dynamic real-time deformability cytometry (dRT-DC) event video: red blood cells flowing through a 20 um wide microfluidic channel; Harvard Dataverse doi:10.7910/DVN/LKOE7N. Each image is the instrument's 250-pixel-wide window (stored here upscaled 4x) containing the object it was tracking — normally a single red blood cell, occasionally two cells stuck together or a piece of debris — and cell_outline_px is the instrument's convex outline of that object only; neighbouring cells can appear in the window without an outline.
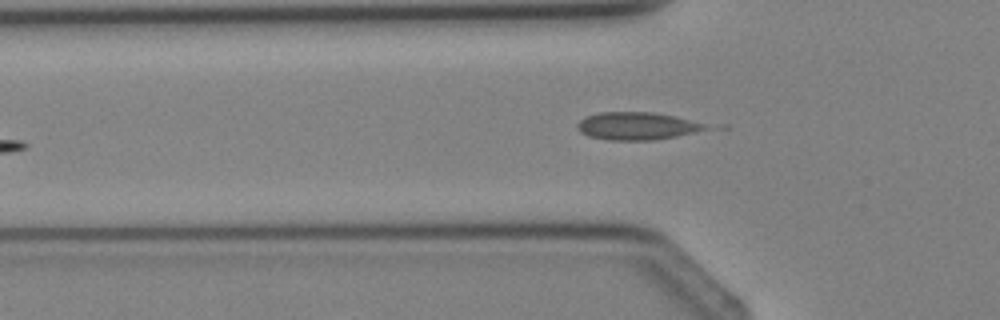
{"species": "Egyptian fruit bat (a non-hibernating species)", "species_latin": "Rousettus aegyptiacus", "temperature_condition": "cold", "stored_images_in_passage": 2, "camera_frame_rate_fps": 3000, "um_per_image_px": 0.085, "animal": {"sex": "female"}, "frame": {"image": 1, "passage_image": 2, "time_ms": 1.333, "image_size_px": [1000, 320], "cell_outline_px": [[732, 128], [652, 140], [608, 140], [588, 136], [580, 132], [576, 128], [576, 124], [580, 120], [588, 116], [600, 112], [652, 112], [728, 124]], "centroid_in_image_um": [54.66, 10.71], "position_along_channel_um": 71.1, "area_um2": 22.66}}